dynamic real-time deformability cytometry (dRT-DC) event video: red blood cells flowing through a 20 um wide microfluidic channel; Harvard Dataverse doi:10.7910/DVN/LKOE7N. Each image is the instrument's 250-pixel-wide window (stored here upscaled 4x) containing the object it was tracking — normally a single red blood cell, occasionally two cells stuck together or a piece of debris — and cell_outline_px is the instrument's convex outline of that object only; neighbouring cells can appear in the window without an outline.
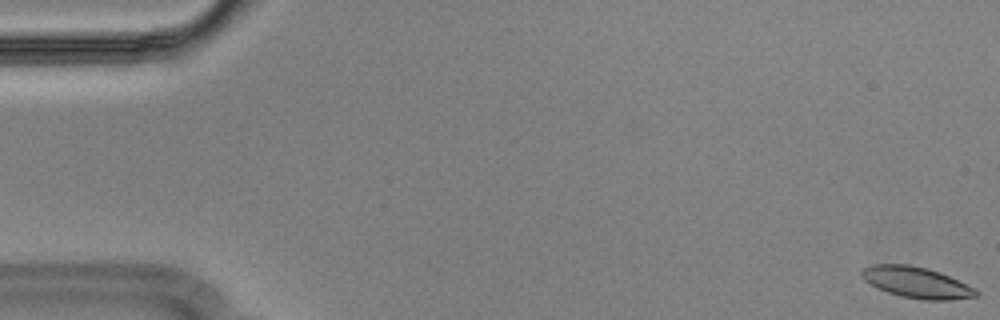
{"species": "Egyptian fruit bat (a non-hibernating species)", "species_latin": "Rousettus aegyptiacus", "temperature_condition": "cold", "stored_images_in_passage": 57, "camera_frame_rate_fps": 3000, "um_per_image_px": 0.085, "animal": {"sex": "male"}, "frame": {"image": 1, "passage_image": 1, "time_ms": 0.0, "image_size_px": [1000, 320], "cell_outline_px": [[980, 292], [976, 296], [948, 300], [924, 300], [900, 296], [876, 288], [864, 280], [860, 276], [860, 272], [864, 268], [872, 264], [908, 264], [928, 268], [940, 272], [976, 288]], "centroid_in_image_um": [77.89, 24.0], "position_along_channel_um": 7.1, "area_um2": 20.87}}
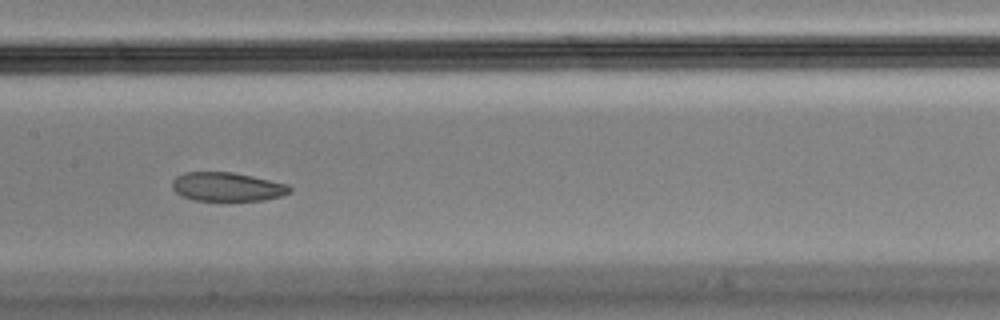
{"frame": {"image": 2, "passage_image": 28, "time_ms": 9.0, "image_size_px": [1000, 320], "cell_outline_px": [[292, 188], [288, 192], [280, 196], [264, 200], [192, 200], [180, 196], [172, 188], [172, 180], [176, 176], [184, 172], [232, 172], [252, 176], [288, 184]], "centroid_in_image_um": [19.26, 15.87], "position_along_channel_um": 188.1, "area_um2": 19.71}}
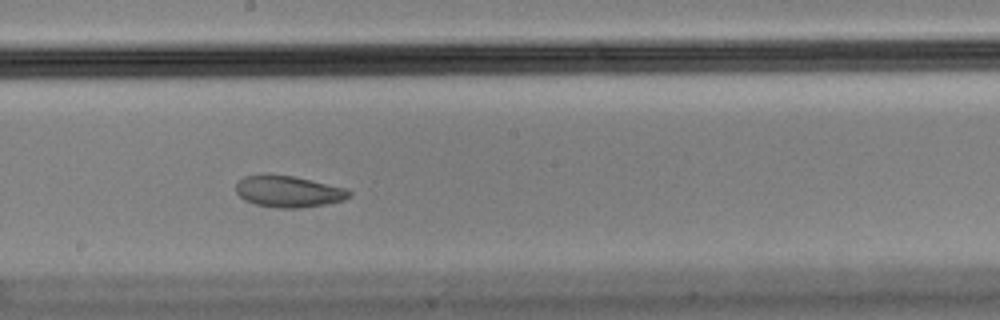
{"frame": {"image": 3, "passage_image": 31, "time_ms": 10.0, "image_size_px": [1000, 320], "cell_outline_px": [[352, 196], [344, 200], [324, 204], [300, 208], [276, 208], [256, 204], [244, 200], [236, 192], [236, 180], [244, 176], [292, 176], [348, 188], [352, 192]], "centroid_in_image_um": [24.55, 16.3], "position_along_channel_um": 223.7, "area_um2": 20.58}, "authors_computed_cell_mechanics": {"area_um2": 21.4438, "velocity_mm_per_s": 3.5744, "shape_relaxation_time_tau1_ms": null, "shape_relaxation_time_tau2_ms": 2.4215, "deformation_change_tau1": null, "deformation_change_tau2": 0.067}}